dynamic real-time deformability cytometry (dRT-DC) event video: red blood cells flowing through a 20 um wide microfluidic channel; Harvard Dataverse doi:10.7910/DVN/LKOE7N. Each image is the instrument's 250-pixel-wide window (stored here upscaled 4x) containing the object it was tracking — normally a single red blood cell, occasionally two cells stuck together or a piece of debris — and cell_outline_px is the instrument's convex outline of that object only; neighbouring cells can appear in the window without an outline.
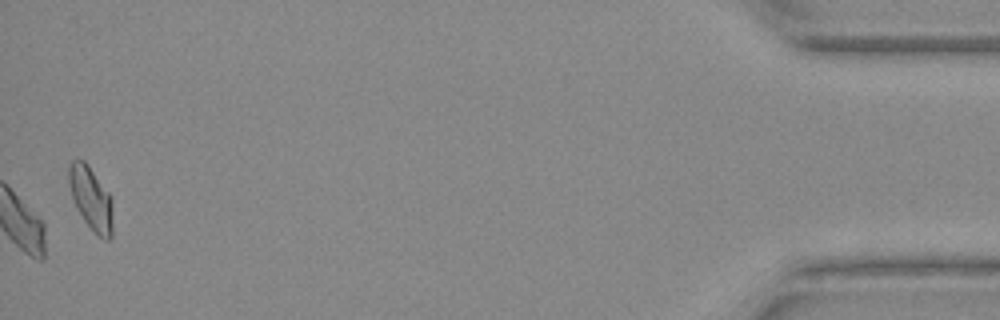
{"species": "Egyptian fruit bat (a non-hibernating species)", "species_latin": "Rousettus aegyptiacus", "temperature_condition": "warm", "stored_images_in_passage": 31, "camera_frame_rate_fps": 3000, "um_per_image_px": 0.085, "animal": {"sex": "female"}, "frame": {"image": 1, "passage_image": 31, "time_ms": 10.0, "image_size_px": [1000, 320], "cell_outline_px": [[112, 236], [108, 240], [104, 240], [84, 220], [76, 208], [68, 184], [68, 168], [72, 160], [84, 160], [88, 164], [112, 196]], "centroid_in_image_um": [7.74, 16.83], "position_along_channel_um": 427.5, "area_um2": 16.24}}